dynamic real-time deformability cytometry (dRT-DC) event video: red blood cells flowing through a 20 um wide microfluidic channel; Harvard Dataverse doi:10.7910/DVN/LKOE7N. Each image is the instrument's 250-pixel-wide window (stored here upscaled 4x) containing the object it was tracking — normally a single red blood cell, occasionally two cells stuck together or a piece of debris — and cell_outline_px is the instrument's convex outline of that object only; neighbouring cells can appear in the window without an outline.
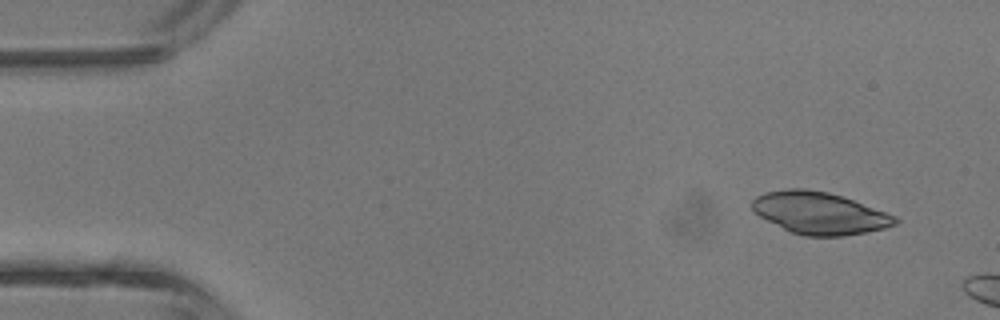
{"species": "common noctule bat (a hibernating species)", "species_latin": "Nyctalus noctula", "temperature_condition": "room temperature", "stored_images_in_passage": 6, "camera_frame_rate_fps": 3000, "um_per_image_px": 0.085, "animal": {"sex": "male", "body_mass_g": 13.3}, "frame": {"image": 1, "passage_image": 1, "time_ms": 0.0, "image_size_px": [1000, 320], "cell_outline_px": [[900, 220], [896, 224], [884, 228], [844, 236], [804, 236], [792, 232], [760, 216], [752, 208], [752, 200], [756, 196], [764, 192], [788, 188], [804, 188], [828, 192], [852, 200], [896, 216]], "centroid_in_image_um": [69.65, 18.1], "position_along_channel_um": 15.4, "area_um2": 34.62}}
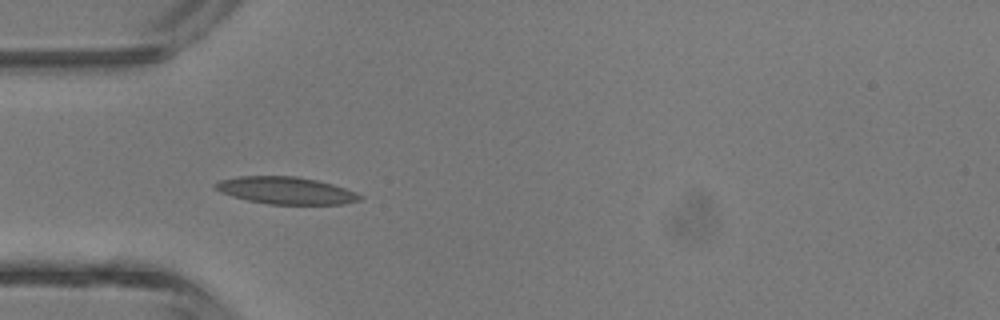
{"frame": {"image": 2, "passage_image": 5, "time_ms": 5.667, "image_size_px": [1000, 320], "cell_outline_px": [[364, 196], [360, 200], [344, 204], [268, 204], [248, 200], [232, 196], [220, 192], [212, 184], [220, 180], [236, 176], [296, 176], [316, 180], [332, 184], [356, 192]], "centroid_in_image_um": [24.29, 16.19], "position_along_channel_um": 60.7, "area_um2": 22.89}}
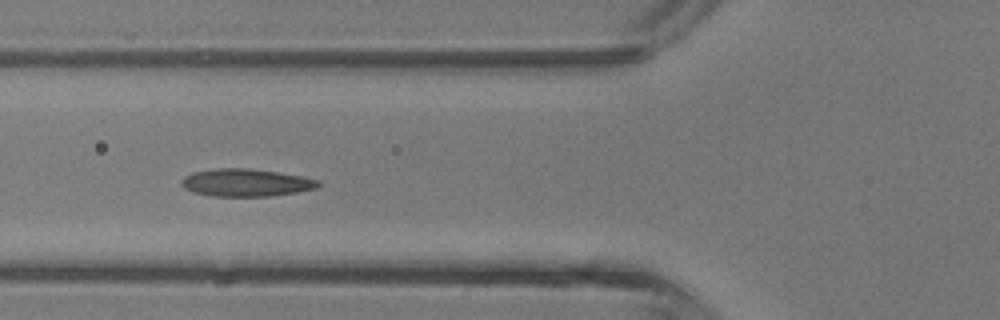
{"frame": {"image": 3, "passage_image": 6, "time_ms": 6.667, "image_size_px": [1000, 320], "cell_outline_px": [[320, 184], [316, 188], [296, 192], [268, 196], [212, 196], [192, 192], [184, 188], [180, 184], [180, 180], [184, 176], [192, 172], [212, 168], [248, 168], [276, 172], [300, 176], [320, 180]], "centroid_in_image_um": [20.84, 15.52], "position_along_channel_um": 105.0, "area_um2": 22.02}}